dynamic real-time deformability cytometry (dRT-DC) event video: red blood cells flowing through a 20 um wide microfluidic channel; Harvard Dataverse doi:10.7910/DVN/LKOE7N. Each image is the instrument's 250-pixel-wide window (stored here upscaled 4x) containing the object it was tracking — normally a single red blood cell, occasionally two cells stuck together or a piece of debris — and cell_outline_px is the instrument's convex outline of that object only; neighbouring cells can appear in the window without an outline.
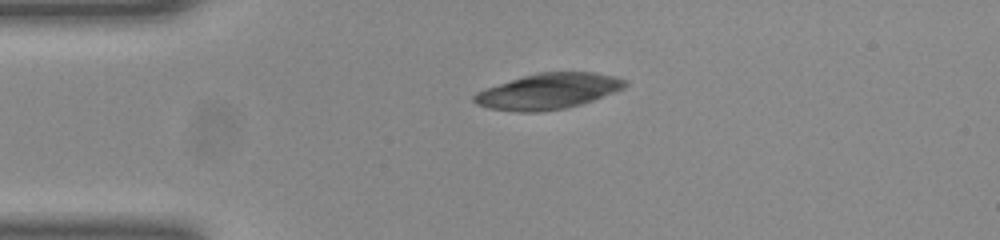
{"species": "common noctule bat (a hibernating species)", "species_latin": "Nyctalus noctula", "temperature_condition": "room temperature", "stored_images_in_passage": 13, "camera_frame_rate_fps": 3000, "um_per_image_px": 0.085, "animal": {"sex": "female", "body_mass_g": 23.0, "forearm_length_mm": 53.4}, "frame": {"image": 1, "passage_image": 1, "time_ms": 0.0, "image_size_px": [1000, 240], "cell_outline_px": [[628, 84], [624, 88], [592, 100], [580, 104], [564, 108], [540, 112], [516, 112], [488, 108], [476, 104], [472, 100], [472, 96], [476, 92], [524, 76], [540, 72], [592, 72], [616, 76], [628, 80]], "centroid_in_image_um": [46.61, 7.76], "position_along_channel_um": 38.4, "area_um2": 31.15}}